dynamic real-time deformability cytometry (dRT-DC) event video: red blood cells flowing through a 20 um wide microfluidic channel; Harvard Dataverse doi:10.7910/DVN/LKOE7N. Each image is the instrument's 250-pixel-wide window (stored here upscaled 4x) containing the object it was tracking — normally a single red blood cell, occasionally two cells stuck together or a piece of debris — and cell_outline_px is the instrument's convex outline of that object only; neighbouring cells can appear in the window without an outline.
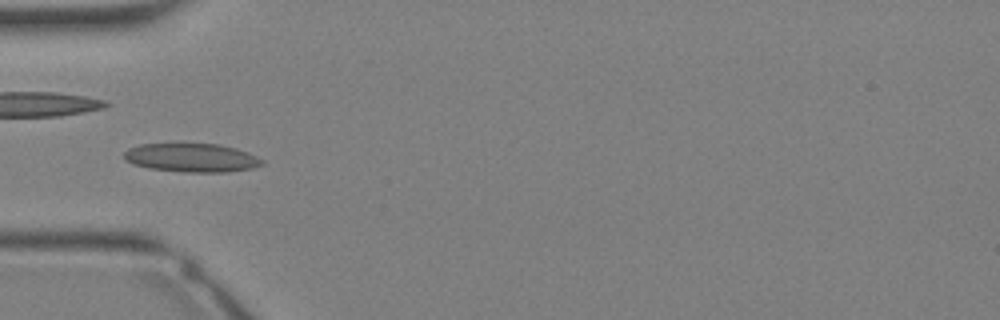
{"species": "Egyptian fruit bat (a non-hibernating species)", "species_latin": "Rousettus aegyptiacus", "temperature_condition": "warm", "stored_images_in_passage": 35, "camera_frame_rate_fps": 3000, "um_per_image_px": 0.085, "animal": {"sex": "female"}, "frame": {"image": 1, "passage_image": 12, "time_ms": 3.667, "image_size_px": [1000, 320], "cell_outline_px": [[264, 164], [252, 168], [228, 172], [184, 172], [148, 168], [132, 164], [124, 160], [124, 152], [128, 148], [140, 144], [220, 144], [236, 148], [248, 152], [264, 160]], "centroid_in_image_um": [16.29, 13.41], "position_along_channel_um": 68.7, "area_um2": 23.18}}
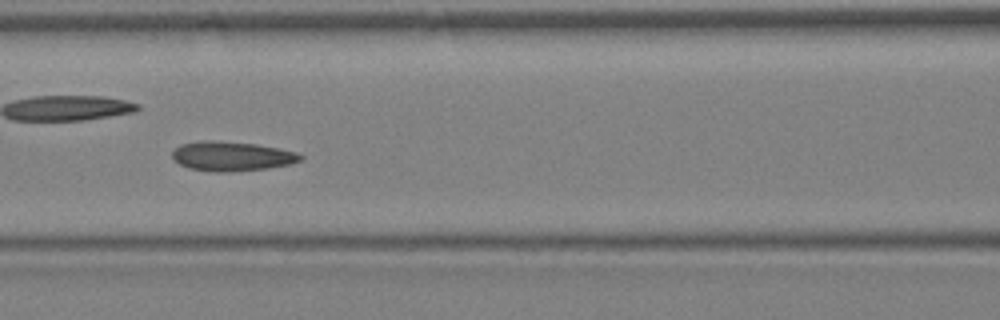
{"frame": {"image": 2, "passage_image": 16, "time_ms": 5.0, "image_size_px": [1000, 320], "cell_outline_px": [[304, 156], [300, 160], [292, 164], [268, 168], [228, 172], [216, 172], [192, 168], [180, 164], [172, 160], [172, 152], [180, 144], [212, 140], [256, 144], [280, 148], [296, 152]], "centroid_in_image_um": [19.72, 13.28], "position_along_channel_um": 146.9, "area_um2": 21.91}}
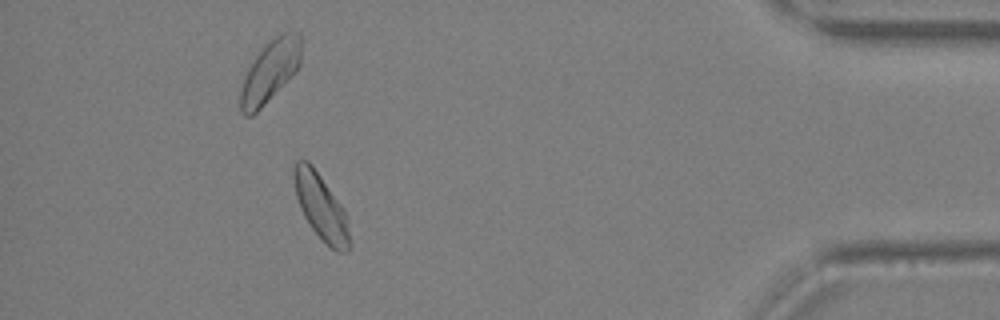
{"frame": {"image": 3, "passage_image": 32, "time_ms": 10.333, "image_size_px": [1000, 320], "cell_outline_px": [[352, 248], [348, 252], [336, 252], [312, 228], [304, 216], [300, 208], [296, 196], [292, 172], [292, 168], [296, 160], [308, 160], [312, 164], [344, 208], [348, 216]], "centroid_in_image_um": [27.32, 17.58], "position_along_channel_um": 407.9, "area_um2": 21.68}}